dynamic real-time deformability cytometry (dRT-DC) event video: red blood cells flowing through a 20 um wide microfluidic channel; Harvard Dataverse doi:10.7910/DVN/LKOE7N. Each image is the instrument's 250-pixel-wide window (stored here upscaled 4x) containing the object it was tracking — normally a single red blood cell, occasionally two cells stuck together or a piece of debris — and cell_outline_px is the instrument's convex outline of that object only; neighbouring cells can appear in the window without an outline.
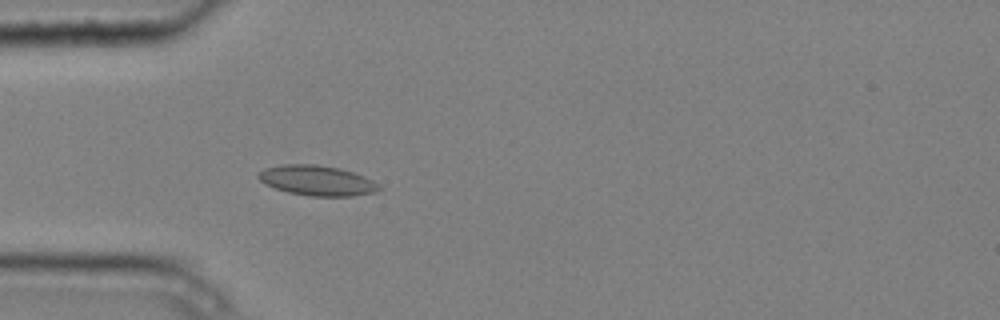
{"species": "common noctule bat (a hibernating species)", "species_latin": "Nyctalus noctula", "temperature_condition": "cold", "stored_images_in_passage": 3, "camera_frame_rate_fps": 3000, "um_per_image_px": 0.085, "animal": {"sex": "male", "body_mass_g": 20.4}, "frame": {"image": 1, "passage_image": 3, "time_ms": 0.667, "image_size_px": [1000, 320], "cell_outline_px": [[384, 188], [376, 192], [352, 196], [308, 196], [288, 192], [264, 184], [256, 176], [264, 168], [284, 164], [316, 164], [340, 168], [364, 176], [380, 184]], "centroid_in_image_um": [26.97, 15.35], "position_along_channel_um": 58.0, "area_um2": 21.33}}